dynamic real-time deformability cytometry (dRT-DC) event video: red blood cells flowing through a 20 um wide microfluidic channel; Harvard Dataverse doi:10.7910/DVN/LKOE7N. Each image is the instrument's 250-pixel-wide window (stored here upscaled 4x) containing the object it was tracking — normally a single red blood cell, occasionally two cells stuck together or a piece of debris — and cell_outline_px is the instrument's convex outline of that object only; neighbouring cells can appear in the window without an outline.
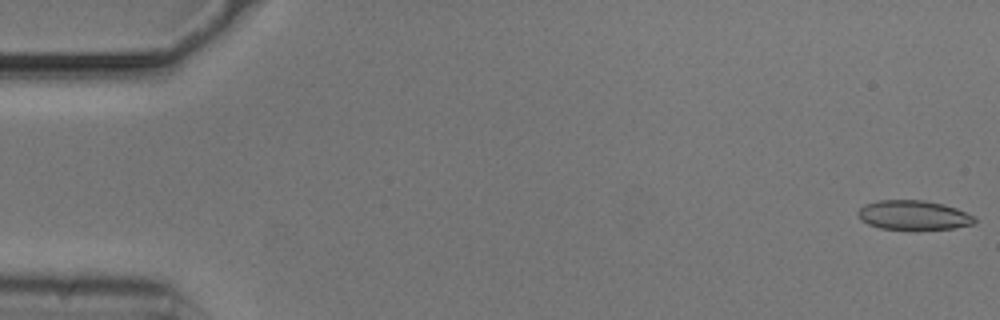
{"species": "common noctule bat (a hibernating species)", "species_latin": "Nyctalus noctula", "temperature_condition": "cold", "stored_images_in_passage": 54, "camera_frame_rate_fps": 3000, "um_per_image_px": 0.085, "animal": {"sex": "male", "body_mass_g": 20.5, "forearm_length_mm": 52.5}, "frame": {"image": 1, "passage_image": 1, "time_ms": 0.0, "image_size_px": [1000, 320], "cell_outline_px": [[976, 224], [952, 228], [916, 232], [880, 228], [868, 224], [860, 220], [856, 212], [864, 204], [876, 200], [924, 200], [944, 204], [956, 208], [976, 216]], "centroid_in_image_um": [77.66, 18.32], "position_along_channel_um": 7.3, "area_um2": 20.92}}
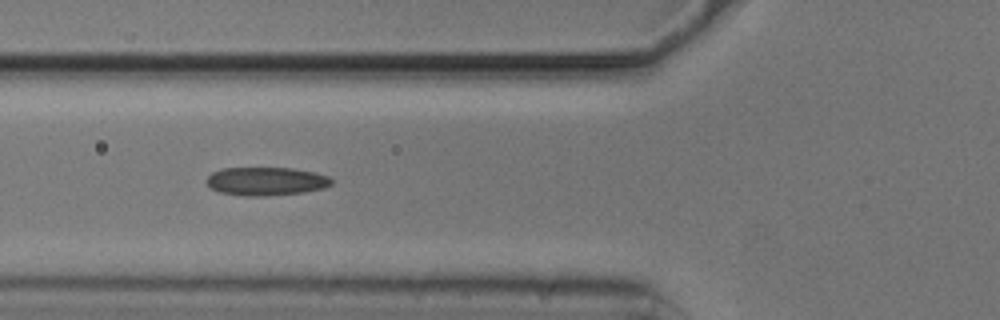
{"frame": {"image": 2, "passage_image": 20, "time_ms": 6.333, "image_size_px": [1000, 320], "cell_outline_px": [[332, 184], [324, 188], [304, 192], [268, 196], [244, 196], [220, 192], [212, 188], [208, 184], [208, 176], [212, 172], [224, 168], [292, 168], [316, 172], [328, 176], [332, 180]], "centroid_in_image_um": [22.66, 15.41], "position_along_channel_um": 103.1, "area_um2": 20.63}}
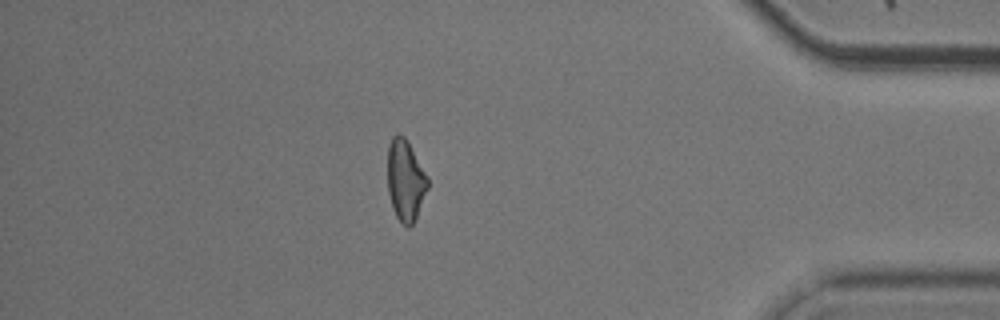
{"frame": {"image": 3, "passage_image": 47, "time_ms": 15.333, "image_size_px": [1000, 320], "cell_outline_px": [[428, 188], [416, 216], [412, 224], [408, 228], [396, 216], [392, 208], [388, 192], [388, 144], [392, 136], [404, 136], [428, 176]], "centroid_in_image_um": [34.45, 15.33], "position_along_channel_um": 400.7, "area_um2": 18.67}, "authors_computed_cell_mechanics": {"area_um2": 19.9988, "velocity_mm_per_s": 3.7228, "shape_relaxation_time_tau1_ms": null, "shape_relaxation_time_tau2_ms": 3.3135, "deformation_change_tau1": null, "deformation_change_tau2": 0.1111}}